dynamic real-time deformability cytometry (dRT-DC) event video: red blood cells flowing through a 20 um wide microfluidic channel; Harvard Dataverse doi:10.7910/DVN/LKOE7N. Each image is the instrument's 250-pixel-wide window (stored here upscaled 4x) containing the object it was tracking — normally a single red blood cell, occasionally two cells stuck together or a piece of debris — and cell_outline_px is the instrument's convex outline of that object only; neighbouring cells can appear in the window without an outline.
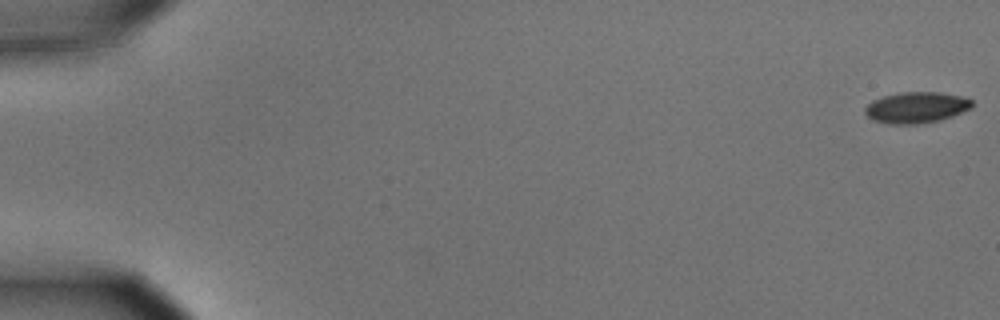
{"species": "common noctule bat (a hibernating species)", "species_latin": "Nyctalus noctula", "temperature_condition": "cold", "stored_images_in_passage": 58, "camera_frame_rate_fps": 3000, "um_per_image_px": 0.085, "animal": {"sex": "male", "body_mass_g": 15.6}, "frame": {"image": 1, "passage_image": 1, "time_ms": 0.0, "image_size_px": [1000, 320], "cell_outline_px": [[972, 108], [952, 116], [940, 120], [916, 124], [888, 124], [872, 120], [864, 112], [864, 108], [872, 100], [884, 96], [900, 92], [940, 92], [960, 96], [972, 100]], "centroid_in_image_um": [77.86, 9.14], "position_along_channel_um": 7.1, "area_um2": 19.42}}
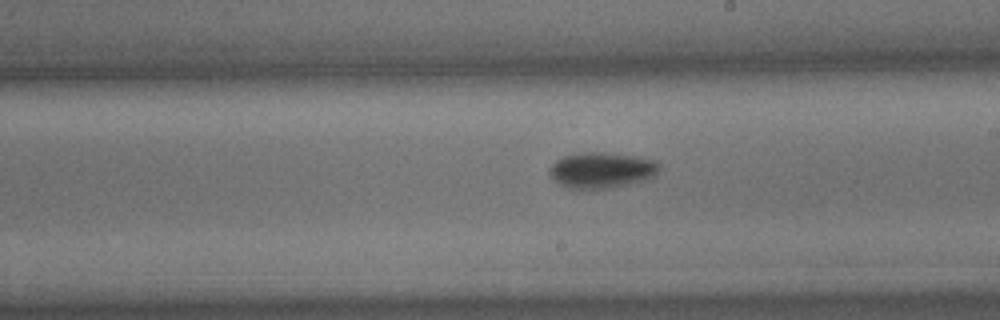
{"frame": {"image": 2, "passage_image": 34, "time_ms": 11.0, "image_size_px": [1000, 320], "cell_outline_px": [[660, 168], [648, 180], [612, 188], [568, 188], [560, 184], [548, 172], [548, 168], [556, 160], [564, 156], [580, 152], [604, 152], [636, 156], [656, 160], [660, 164]], "centroid_in_image_um": [51.16, 14.45], "position_along_channel_um": 237.8, "area_um2": 23.0}}
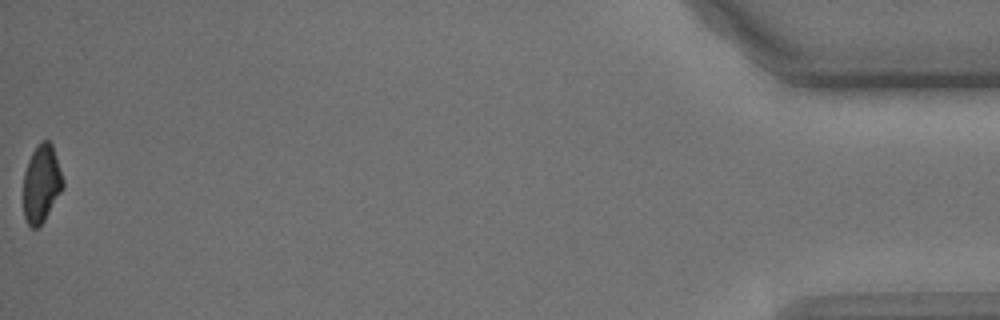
{"frame": {"image": 3, "passage_image": 58, "time_ms": 19.0, "image_size_px": [1000, 320], "cell_outline_px": [[64, 188], [44, 220], [36, 228], [32, 228], [28, 224], [24, 216], [24, 172], [28, 160], [32, 152], [40, 140], [48, 140], [52, 144], [64, 180]], "centroid_in_image_um": [3.53, 15.58], "position_along_channel_um": 431.7, "area_um2": 17.92}, "authors_computed_cell_mechanics": {"area_um2": 20.4034, "velocity_mm_per_s": 3.5409, "shape_relaxation_time_tau1_ms": 2.7702, "shape_relaxation_time_tau2_ms": null, "deformation_change_tau1": 0.0899, "deformation_change_tau2": null}}